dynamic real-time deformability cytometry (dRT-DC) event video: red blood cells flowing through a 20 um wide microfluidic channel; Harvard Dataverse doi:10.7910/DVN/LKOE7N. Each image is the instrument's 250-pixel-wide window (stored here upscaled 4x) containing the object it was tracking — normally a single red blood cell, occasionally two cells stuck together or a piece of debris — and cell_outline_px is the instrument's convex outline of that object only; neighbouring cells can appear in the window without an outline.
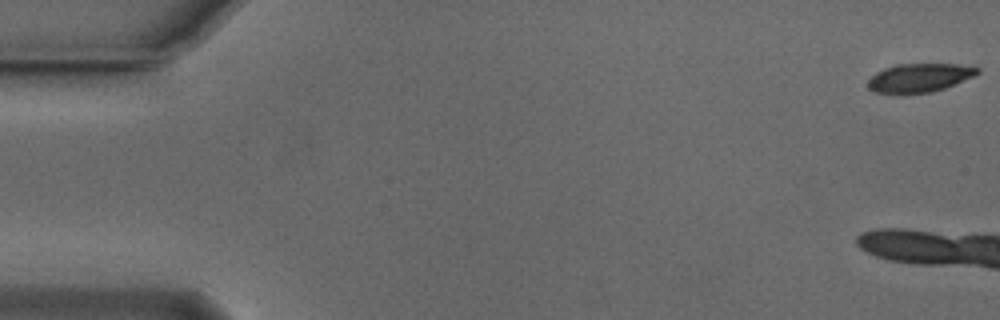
{"species": "Egyptian fruit bat (a non-hibernating species)", "species_latin": "Rousettus aegyptiacus", "temperature_condition": "cold", "stored_images_in_passage": 9, "camera_frame_rate_fps": 3000, "um_per_image_px": 0.085, "animal": {"sex": "male"}, "frame": {"image": 1, "passage_image": 1, "time_ms": 0.0, "image_size_px": [1000, 320], "cell_outline_px": [[980, 72], [972, 76], [944, 88], [932, 92], [900, 96], [876, 92], [868, 88], [868, 80], [876, 72], [884, 68], [896, 64], [960, 64], [980, 68]], "centroid_in_image_um": [78.09, 6.64], "position_along_channel_um": 6.9, "area_um2": 18.61}}